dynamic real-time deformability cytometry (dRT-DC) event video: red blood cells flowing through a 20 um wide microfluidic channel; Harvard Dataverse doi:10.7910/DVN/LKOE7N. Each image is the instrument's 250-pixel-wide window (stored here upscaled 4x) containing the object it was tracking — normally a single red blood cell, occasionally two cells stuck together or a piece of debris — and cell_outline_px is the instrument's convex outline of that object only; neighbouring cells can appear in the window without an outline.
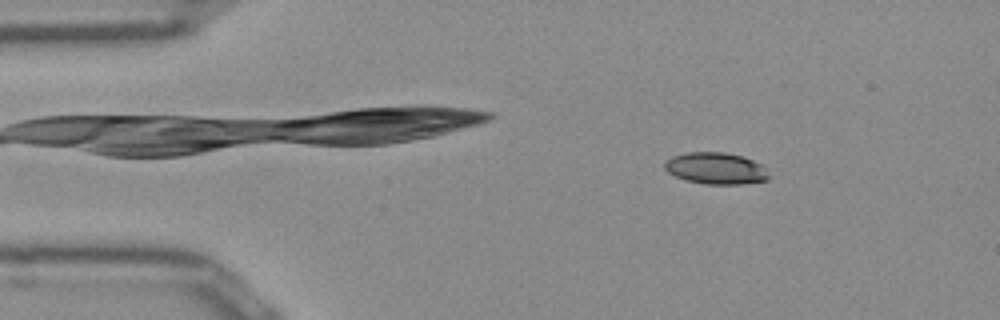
{"species": "Egyptian fruit bat (a non-hibernating species)", "species_latin": "Rousettus aegyptiacus", "temperature_condition": "room temperature", "stored_images_in_passage": 51, "segment_of_instrument_passage": [1, 2], "camera_frame_rate_fps": 3000, "um_per_image_px": 0.085, "frame": {"image": 1, "passage_image": 7, "time_ms": 2.0, "image_size_px": [1000, 320], "cell_outline_px": [[768, 180], [740, 184], [704, 184], [688, 180], [676, 176], [668, 172], [664, 168], [664, 160], [672, 156], [688, 152], [724, 152], [740, 156], [752, 160], [760, 164], [764, 168], [768, 176]], "centroid_in_image_um": [60.8, 14.3], "position_along_channel_um": 24.2, "area_um2": 19.02}}
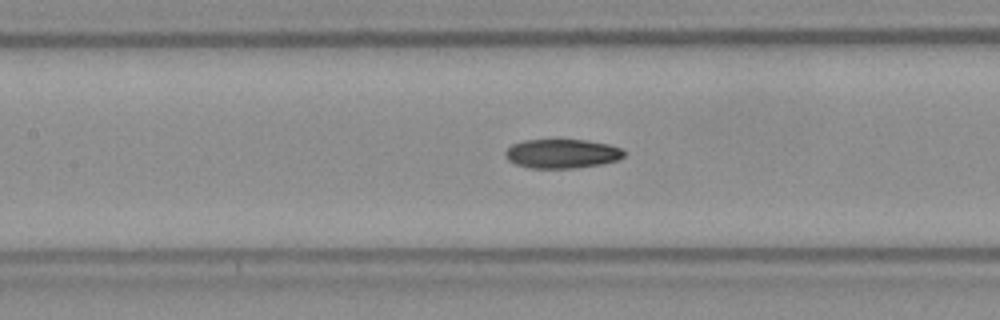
{"frame": {"image": 2, "passage_image": 22, "time_ms": 7.0, "image_size_px": [1000, 320], "cell_outline_px": [[624, 156], [616, 160], [600, 164], [572, 168], [528, 168], [516, 164], [508, 160], [504, 156], [504, 152], [512, 144], [524, 140], [584, 140], [608, 144], [620, 148], [624, 152]], "centroid_in_image_um": [47.71, 13.06], "position_along_channel_um": 159.7, "area_um2": 20.0}}
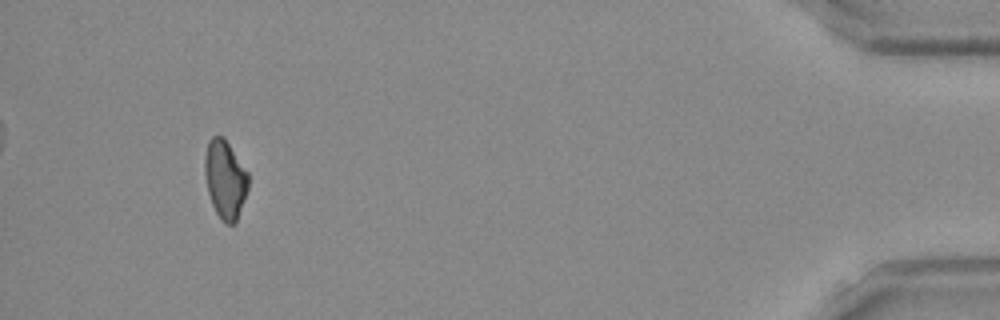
{"frame": {"image": 3, "passage_image": 47, "time_ms": 15.333, "image_size_px": [1000, 320], "cell_outline_px": [[248, 188], [244, 200], [236, 220], [232, 224], [224, 224], [220, 220], [212, 204], [208, 192], [204, 172], [204, 156], [208, 140], [212, 136], [224, 136], [248, 172]], "centroid_in_image_um": [19.12, 15.22], "position_along_channel_um": 416.1, "area_um2": 20.0}}